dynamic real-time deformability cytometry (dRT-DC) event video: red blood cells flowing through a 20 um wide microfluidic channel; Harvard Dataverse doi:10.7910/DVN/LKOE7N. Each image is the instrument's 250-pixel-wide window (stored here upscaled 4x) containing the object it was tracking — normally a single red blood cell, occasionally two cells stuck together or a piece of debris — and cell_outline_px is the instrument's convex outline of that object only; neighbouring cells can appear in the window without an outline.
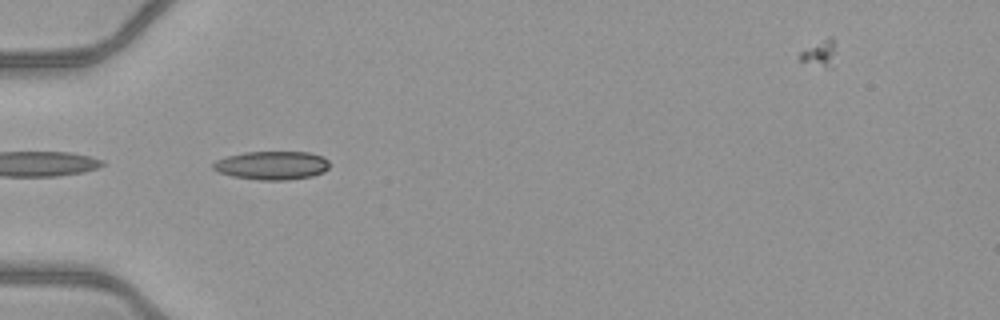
{"species": "common noctule bat (a hibernating species)", "species_latin": "Nyctalus noctula", "temperature_condition": "warm", "stored_images_in_passage": 35, "camera_frame_rate_fps": 3000, "um_per_image_px": 0.085, "animal": {"sex": "female", "body_mass_g": 21.9}, "frame": {"image": 1, "passage_image": 1, "time_ms": 0.0, "image_size_px": [1000, 320], "cell_outline_px": [[328, 168], [324, 172], [312, 176], [284, 180], [260, 180], [232, 176], [220, 172], [212, 168], [212, 164], [216, 160], [228, 156], [244, 152], [308, 152], [324, 156], [328, 160]], "centroid_in_image_um": [23.13, 14.05], "position_along_channel_um": 61.9, "area_um2": 19.31}}
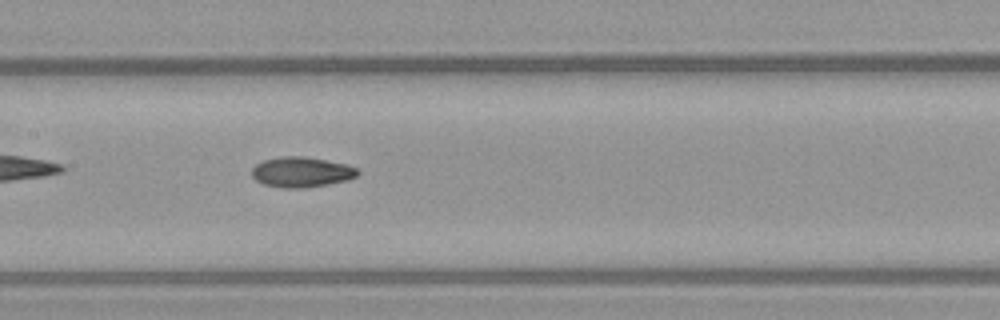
{"frame": {"image": 2, "passage_image": 10, "time_ms": 3.0, "image_size_px": [1000, 320], "cell_outline_px": [[360, 172], [356, 176], [348, 180], [328, 184], [304, 188], [280, 188], [264, 184], [256, 180], [252, 176], [252, 168], [256, 164], [264, 160], [284, 156], [304, 156], [344, 164], [356, 168]], "centroid_in_image_um": [25.6, 14.63], "position_along_channel_um": 181.8, "area_um2": 18.55}}
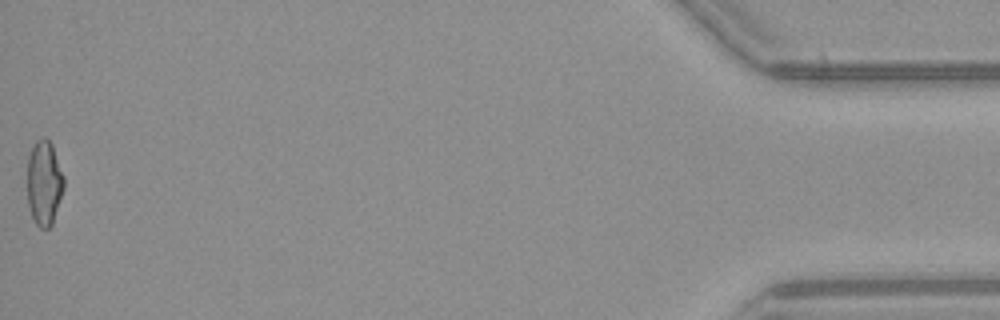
{"frame": {"image": 3, "passage_image": 35, "time_ms": 11.333, "image_size_px": [1000, 320], "cell_outline_px": [[64, 188], [52, 224], [48, 228], [40, 228], [36, 224], [32, 216], [28, 204], [28, 156], [36, 140], [44, 136], [52, 144], [64, 176]], "centroid_in_image_um": [3.76, 15.53], "position_along_channel_um": 431.4, "area_um2": 18.03}, "authors_computed_cell_mechanics": {"area_um2": 18.1492, "velocity_mm_per_s": 4.1199, "shape_relaxation_time_tau1_ms": 9.5571, "shape_relaxation_time_tau2_ms": 2.3303, "deformation_change_tau1": 0.222, "deformation_change_tau2": 0.0813}}